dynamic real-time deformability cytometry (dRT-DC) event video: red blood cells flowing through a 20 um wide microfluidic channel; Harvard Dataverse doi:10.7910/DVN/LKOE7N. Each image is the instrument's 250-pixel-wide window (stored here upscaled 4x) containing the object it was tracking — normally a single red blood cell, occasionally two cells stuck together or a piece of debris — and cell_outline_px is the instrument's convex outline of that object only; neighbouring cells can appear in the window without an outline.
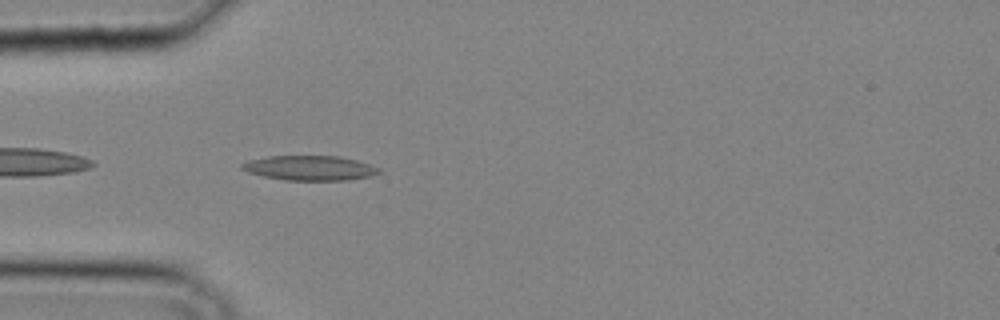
{"species": "common noctule bat (a hibernating species)", "species_latin": "Nyctalus noctula", "temperature_condition": "cold", "stored_images_in_passage": 31, "camera_frame_rate_fps": 3000, "um_per_image_px": 0.085, "animal": {"sex": "male", "body_mass_g": 20.4}, "frame": {"image": 1, "passage_image": 7, "time_ms": 2.0, "image_size_px": [1000, 320], "cell_outline_px": [[380, 172], [368, 176], [348, 180], [284, 180], [264, 176], [248, 172], [240, 168], [240, 164], [248, 160], [268, 156], [340, 156], [356, 160], [380, 168]], "centroid_in_image_um": [26.29, 14.27], "position_along_channel_um": 58.7, "area_um2": 19.65}}
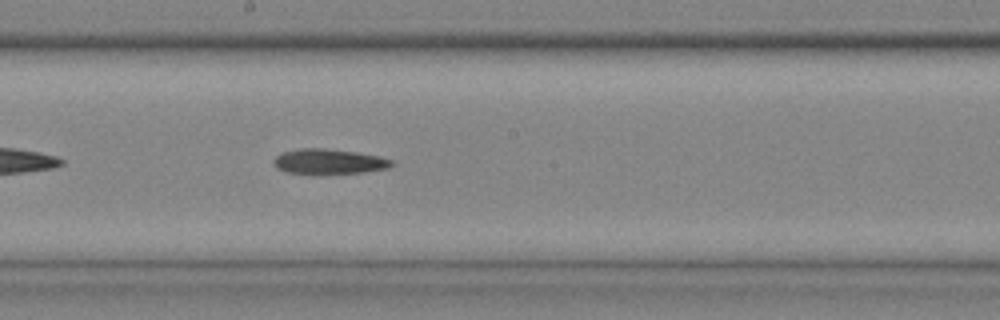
{"frame": {"image": 2, "passage_image": 16, "time_ms": 5.0, "image_size_px": [1000, 320], "cell_outline_px": [[396, 164], [388, 168], [364, 172], [288, 172], [276, 168], [272, 164], [272, 160], [280, 152], [300, 148], [324, 148], [356, 152], [380, 156], [392, 160]], "centroid_in_image_um": [27.95, 13.69], "position_along_channel_um": 220.2, "area_um2": 16.94}}
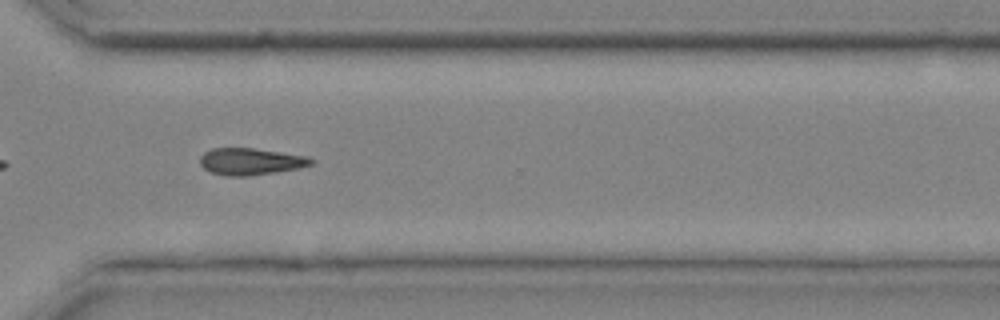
{"frame": {"image": 3, "passage_image": 23, "time_ms": 7.333, "image_size_px": [1000, 320], "cell_outline_px": [[316, 160], [312, 164], [300, 168], [276, 172], [248, 176], [228, 176], [212, 172], [204, 168], [200, 164], [200, 156], [204, 152], [212, 148], [252, 148], [304, 156]], "centroid_in_image_um": [21.29, 13.73], "position_along_channel_um": 349.3, "area_um2": 17.22}}